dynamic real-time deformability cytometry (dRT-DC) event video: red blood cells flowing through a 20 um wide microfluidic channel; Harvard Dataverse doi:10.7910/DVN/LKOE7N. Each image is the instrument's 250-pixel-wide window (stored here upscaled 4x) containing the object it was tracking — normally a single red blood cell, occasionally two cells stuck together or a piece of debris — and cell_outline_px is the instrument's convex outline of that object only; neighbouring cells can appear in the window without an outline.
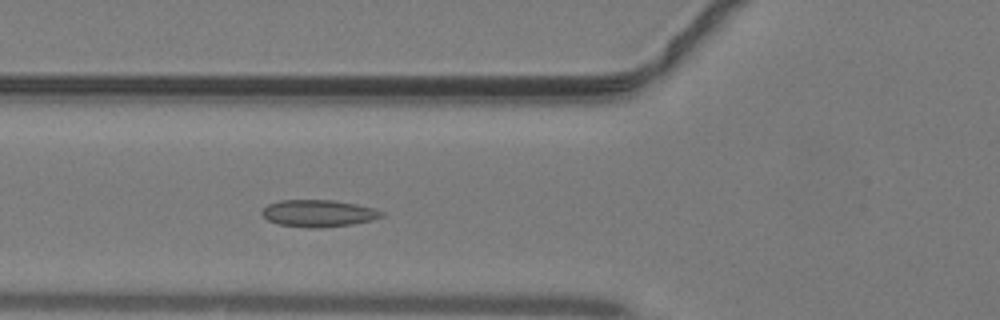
{"species": "common noctule bat (a hibernating species)", "species_latin": "Nyctalus noctula", "temperature_condition": "warm", "stored_images_in_passage": 28, "camera_frame_rate_fps": 3000, "um_per_image_px": 0.085, "animal": {"sex": "male", "body_mass_g": 19.2, "forearm_length_mm": 51.8}, "frame": {"image": 1, "passage_image": 7, "time_ms": 2.0, "image_size_px": [1000, 320], "cell_outline_px": [[384, 216], [372, 220], [352, 224], [308, 228], [280, 224], [268, 220], [260, 212], [268, 204], [280, 200], [332, 200], [356, 204], [372, 208], [384, 212]], "centroid_in_image_um": [27.06, 18.12], "position_along_channel_um": 98.7, "area_um2": 18.55}}
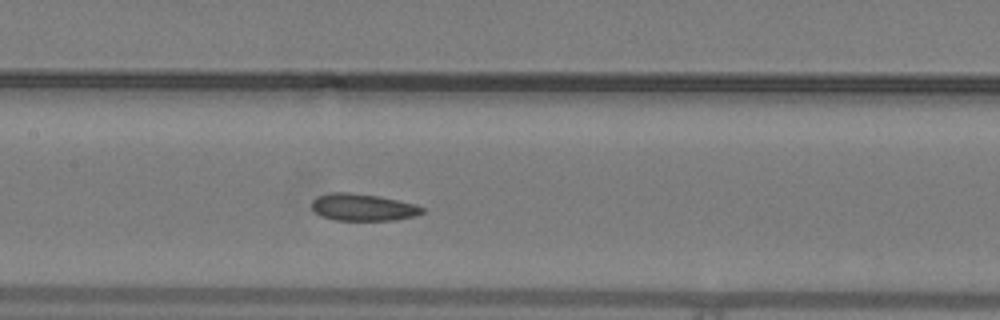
{"frame": {"image": 2, "passage_image": 12, "time_ms": 3.667, "image_size_px": [1000, 320], "cell_outline_px": [[424, 212], [412, 216], [396, 220], [336, 220], [320, 216], [312, 208], [312, 200], [316, 196], [328, 192], [348, 192], [380, 196], [416, 204], [424, 208]], "centroid_in_image_um": [30.82, 17.61], "position_along_channel_um": 176.6, "area_um2": 17.51}}
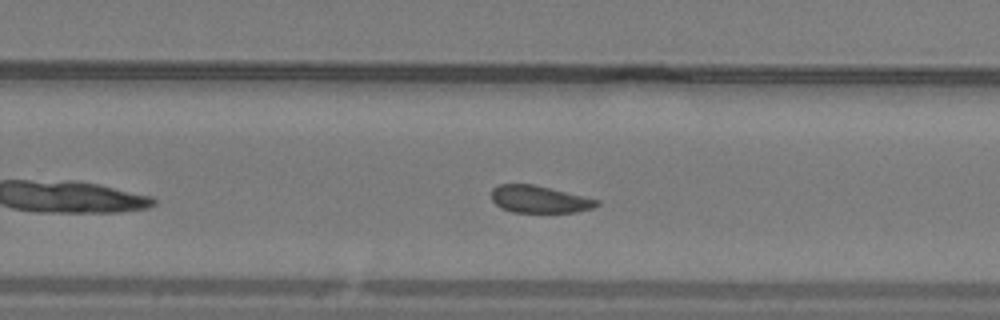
{"frame": {"image": 3, "passage_image": 19, "time_ms": 6.0, "image_size_px": [1000, 320], "cell_outline_px": [[600, 204], [596, 208], [576, 212], [512, 212], [500, 208], [492, 200], [492, 188], [500, 184], [536, 184], [600, 200]], "centroid_in_image_um": [45.88, 16.94], "position_along_channel_um": 283.9, "area_um2": 16.94}}